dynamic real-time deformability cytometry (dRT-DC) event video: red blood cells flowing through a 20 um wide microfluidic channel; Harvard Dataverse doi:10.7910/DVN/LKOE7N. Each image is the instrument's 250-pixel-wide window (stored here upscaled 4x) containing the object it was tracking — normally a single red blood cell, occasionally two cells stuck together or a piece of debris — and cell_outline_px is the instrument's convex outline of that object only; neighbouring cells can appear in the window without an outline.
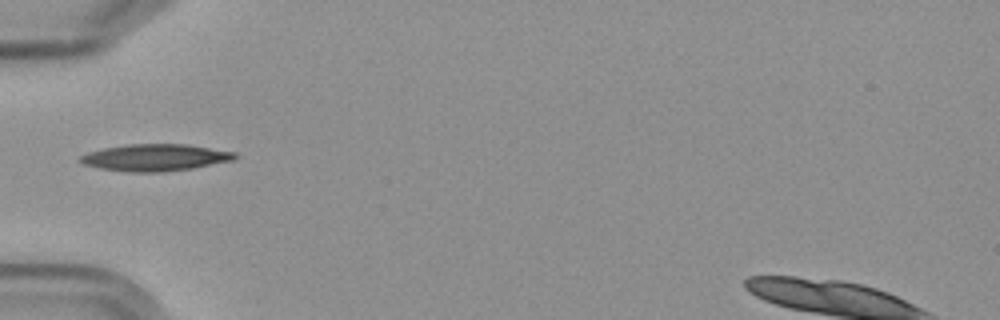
{"species": "Egyptian fruit bat (a non-hibernating species)", "species_latin": "Rousettus aegyptiacus", "temperature_condition": "cold", "stored_images_in_passage": 1, "camera_frame_rate_fps": 3000, "um_per_image_px": 0.085, "frame": {"image": 1, "passage_image": 1, "time_ms": 0.0, "image_size_px": [1000, 320], "cell_outline_px": [[236, 156], [232, 160], [192, 168], [160, 172], [132, 172], [100, 168], [84, 164], [76, 160], [80, 156], [88, 152], [104, 148], [128, 144], [188, 144], [236, 152]], "centroid_in_image_um": [13.16, 13.38], "position_along_channel_um": 71.8, "area_um2": 24.04}}